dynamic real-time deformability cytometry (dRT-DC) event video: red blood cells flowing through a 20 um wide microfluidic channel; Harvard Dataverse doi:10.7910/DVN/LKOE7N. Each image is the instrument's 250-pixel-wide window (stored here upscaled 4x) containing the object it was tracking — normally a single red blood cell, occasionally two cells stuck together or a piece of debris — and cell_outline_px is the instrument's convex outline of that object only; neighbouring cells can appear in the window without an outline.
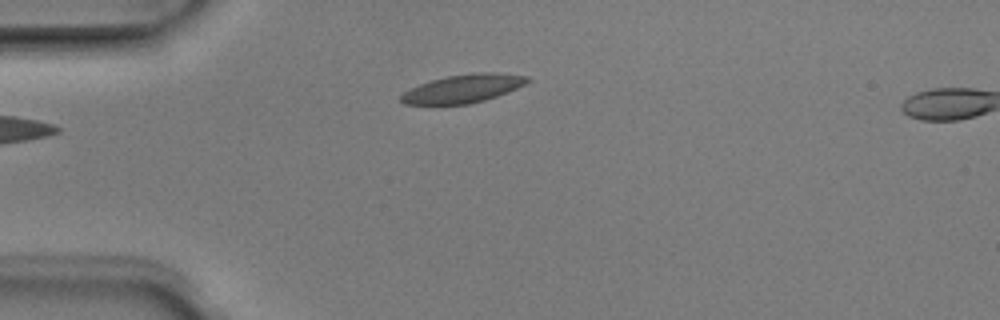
{"species": "Egyptian fruit bat (a non-hibernating species)", "species_latin": "Rousettus aegyptiacus", "temperature_condition": "room temperature", "stored_images_in_passage": 5, "camera_frame_rate_fps": 3000, "um_per_image_px": 0.085, "animal": {"sex": "male"}, "frame": {"image": 1, "passage_image": 1, "time_ms": 0.0, "image_size_px": [1000, 320], "cell_outline_px": [[532, 80], [516, 88], [496, 96], [484, 100], [468, 104], [404, 104], [400, 100], [400, 96], [404, 92], [420, 84], [432, 80], [448, 76], [472, 72], [496, 72], [528, 76]], "centroid_in_image_um": [39.39, 7.52], "position_along_channel_um": 45.6, "area_um2": 20.63}}
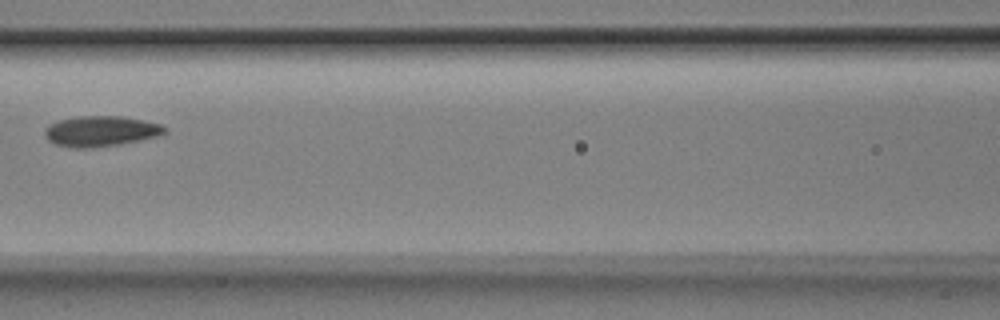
{"frame": {"image": 2, "passage_image": 4, "time_ms": 1.0, "image_size_px": [1000, 320], "cell_outline_px": [[168, 132], [160, 136], [120, 144], [92, 148], [72, 148], [56, 144], [48, 140], [44, 132], [44, 128], [48, 124], [60, 120], [76, 116], [124, 116], [144, 120], [160, 124], [168, 128]], "centroid_in_image_um": [8.59, 11.15], "position_along_channel_um": 158.0, "area_um2": 21.62}}
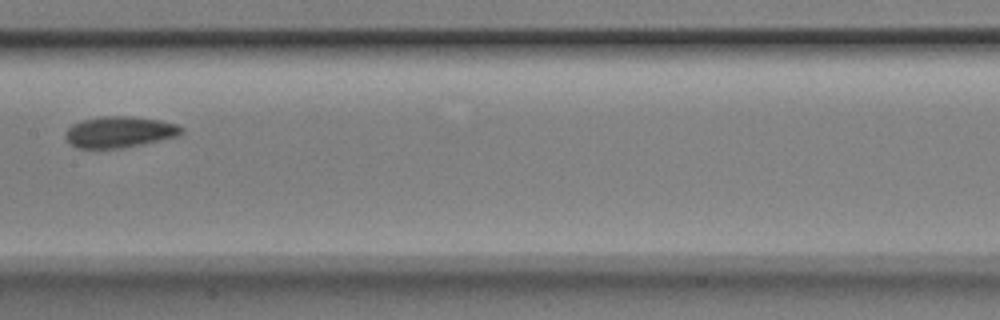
{"frame": {"image": 3, "passage_image": 5, "time_ms": 1.333, "image_size_px": [1000, 320], "cell_outline_px": [[184, 132], [176, 136], [124, 148], [76, 148], [68, 144], [64, 136], [64, 132], [72, 124], [84, 120], [104, 116], [132, 116], [160, 120], [176, 124], [184, 128]], "centroid_in_image_um": [10.12, 11.22], "position_along_channel_um": 197.3, "area_um2": 21.15}}